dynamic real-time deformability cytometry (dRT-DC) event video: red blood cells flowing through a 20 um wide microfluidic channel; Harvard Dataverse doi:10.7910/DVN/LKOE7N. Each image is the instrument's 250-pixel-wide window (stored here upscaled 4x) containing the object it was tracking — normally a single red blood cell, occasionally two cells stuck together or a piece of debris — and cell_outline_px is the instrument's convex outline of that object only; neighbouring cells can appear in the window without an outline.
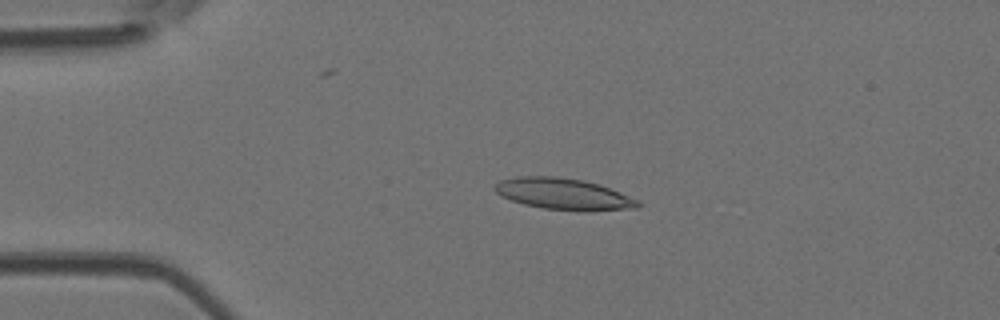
{"species": "Egyptian fruit bat (a non-hibernating species)", "species_latin": "Rousettus aegyptiacus", "temperature_condition": "room temperature", "stored_images_in_passage": 42, "camera_frame_rate_fps": 3000, "um_per_image_px": 0.085, "animal": {"sex": "female"}, "frame": {"image": 1, "passage_image": 4, "time_ms": 1.0, "image_size_px": [1000, 320], "cell_outline_px": [[640, 208], [588, 212], [584, 212], [544, 208], [524, 204], [512, 200], [496, 192], [492, 188], [500, 180], [516, 176], [552, 176], [584, 180], [600, 184], [640, 200]], "centroid_in_image_um": [47.96, 16.5], "position_along_channel_um": 37.0, "area_um2": 26.47}}
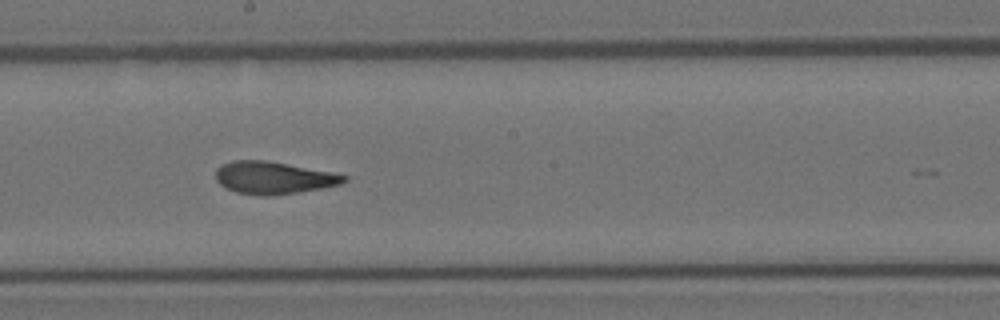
{"frame": {"image": 2, "passage_image": 20, "time_ms": 6.333, "image_size_px": [1000, 320], "cell_outline_px": [[348, 180], [340, 184], [320, 188], [272, 196], [260, 196], [236, 192], [220, 184], [216, 180], [216, 168], [220, 164], [232, 160], [264, 160], [288, 164], [332, 172], [348, 176]], "centroid_in_image_um": [23.22, 15.1], "position_along_channel_um": 225.0, "area_um2": 24.16}}
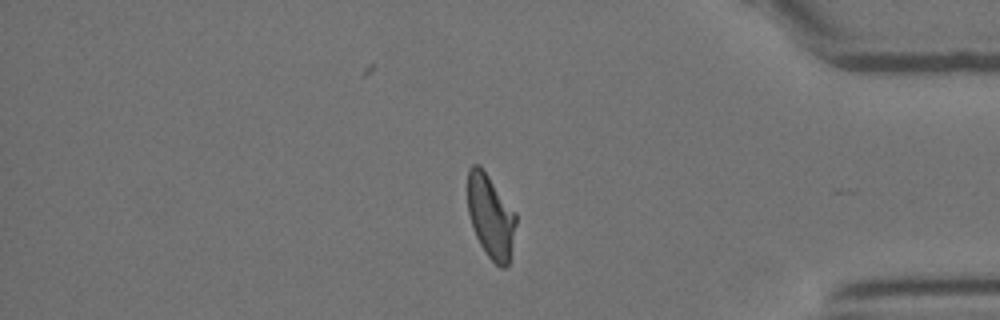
{"frame": {"image": 3, "passage_image": 34, "time_ms": 11.0, "image_size_px": [1000, 320], "cell_outline_px": [[516, 224], [508, 264], [504, 268], [500, 268], [488, 256], [480, 244], [472, 228], [468, 212], [468, 168], [472, 164], [480, 164], [516, 212]], "centroid_in_image_um": [41.7, 18.36], "position_along_channel_um": 393.5, "area_um2": 23.52}, "authors_computed_cell_mechanics": {"area_um2": 24.276, "velocity_mm_per_s": 4.1859, "shape_relaxation_time_tau1_ms": 7.421, "shape_relaxation_time_tau2_ms": 1.9251, "deformation_change_tau1": 0.238, "deformation_change_tau2": 0.0983}}